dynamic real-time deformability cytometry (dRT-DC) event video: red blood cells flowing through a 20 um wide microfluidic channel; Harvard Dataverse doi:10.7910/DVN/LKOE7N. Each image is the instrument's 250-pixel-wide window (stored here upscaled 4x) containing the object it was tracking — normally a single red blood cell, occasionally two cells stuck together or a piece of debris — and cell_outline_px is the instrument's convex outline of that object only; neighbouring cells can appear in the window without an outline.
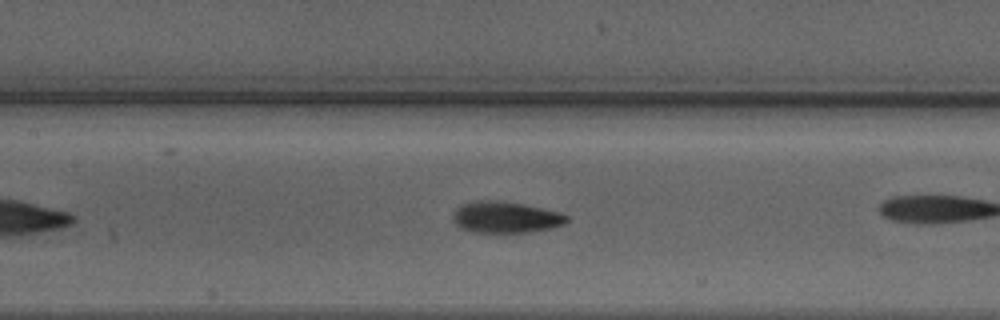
{"species": "Egyptian fruit bat (a non-hibernating species)", "species_latin": "Rousettus aegyptiacus", "temperature_condition": "warm", "stored_images_in_passage": 30, "camera_frame_rate_fps": 3000, "um_per_image_px": 0.085, "animal": {"sex": "male"}, "frame": {"image": 1, "passage_image": 13, "time_ms": 4.0, "image_size_px": [1000, 320], "cell_outline_px": [[568, 220], [564, 224], [548, 228], [528, 232], [472, 232], [460, 228], [456, 224], [452, 216], [456, 208], [460, 204], [472, 200], [488, 200], [524, 204], [560, 212], [568, 216]], "centroid_in_image_um": [42.93, 18.45], "position_along_channel_um": 164.5, "area_um2": 20.75}, "authors_computed_cell_mechanics": {"area_um2": 20.3167, "velocity_mm_per_s": 4.2816, "shape_relaxation_time_tau1_ms": 2.4407, "shape_relaxation_time_tau2_ms": 1.2155, "deformation_change_tau1": 0.1711, "deformation_change_tau2": 0.0773}}